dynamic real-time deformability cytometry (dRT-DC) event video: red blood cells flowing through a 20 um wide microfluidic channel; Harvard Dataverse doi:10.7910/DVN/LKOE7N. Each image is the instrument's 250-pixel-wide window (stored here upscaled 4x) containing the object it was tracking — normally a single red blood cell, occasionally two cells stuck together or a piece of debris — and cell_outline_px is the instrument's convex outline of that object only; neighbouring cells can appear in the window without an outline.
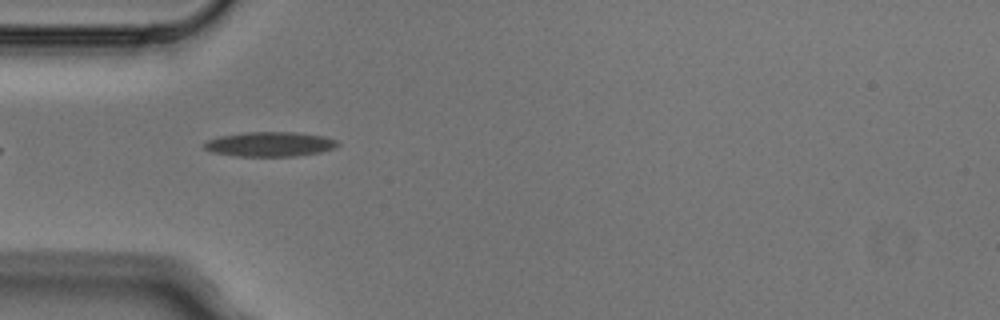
{"species": "Egyptian fruit bat (a non-hibernating species)", "species_latin": "Rousettus aegyptiacus", "temperature_condition": "cold", "stored_images_in_passage": 4, "camera_frame_rate_fps": 3000, "um_per_image_px": 0.085, "animal": {"sex": "male"}, "frame": {"image": 1, "passage_image": 3, "time_ms": 0.667, "image_size_px": [1000, 320], "cell_outline_px": [[340, 144], [336, 148], [320, 152], [296, 156], [236, 156], [212, 152], [204, 148], [204, 144], [208, 140], [220, 136], [244, 132], [296, 132], [324, 136], [336, 140]], "centroid_in_image_um": [22.97, 12.25], "position_along_channel_um": 62.0, "area_um2": 19.19}}
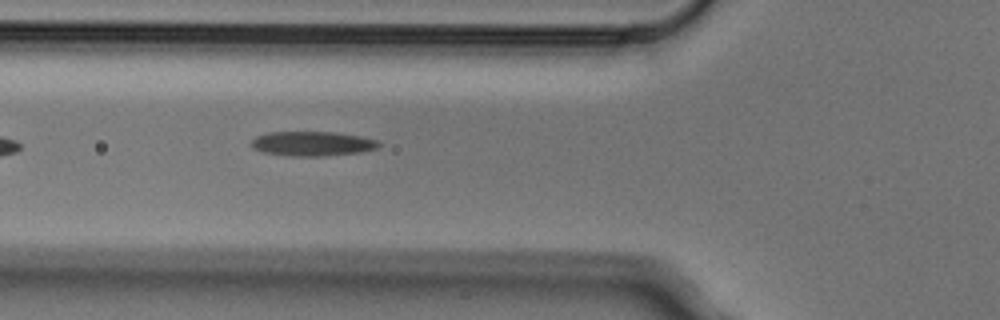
{"frame": {"image": 2, "passage_image": 4, "time_ms": 1.0, "image_size_px": [1000, 320], "cell_outline_px": [[380, 144], [376, 148], [360, 152], [324, 156], [292, 156], [264, 152], [252, 148], [252, 140], [256, 136], [268, 132], [336, 132], [360, 136], [380, 140]], "centroid_in_image_um": [26.56, 12.2], "position_along_channel_um": 99.2, "area_um2": 18.21}}